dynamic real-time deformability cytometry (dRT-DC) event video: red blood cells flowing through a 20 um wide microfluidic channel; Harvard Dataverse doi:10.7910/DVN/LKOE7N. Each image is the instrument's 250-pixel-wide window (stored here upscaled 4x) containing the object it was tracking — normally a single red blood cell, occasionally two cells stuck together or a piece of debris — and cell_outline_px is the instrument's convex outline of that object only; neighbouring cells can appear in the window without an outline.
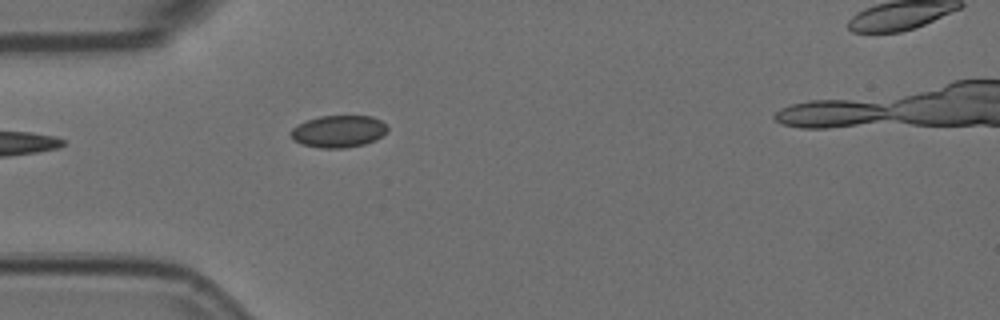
{"species": "Egyptian fruit bat (a non-hibernating species)", "species_latin": "Rousettus aegyptiacus", "temperature_condition": "room temperature", "stored_images_in_passage": 5, "camera_frame_rate_fps": 3000, "um_per_image_px": 0.085, "animal": {"sex": "female"}, "frame": {"image": 1, "passage_image": 4, "time_ms": 1.0, "image_size_px": [1000, 320], "cell_outline_px": [[388, 128], [376, 140], [364, 144], [344, 148], [320, 148], [300, 144], [292, 140], [288, 132], [292, 128], [308, 120], [320, 116], [372, 116], [380, 120]], "centroid_in_image_um": [28.72, 11.18], "position_along_channel_um": 56.3, "area_um2": 18.03}}